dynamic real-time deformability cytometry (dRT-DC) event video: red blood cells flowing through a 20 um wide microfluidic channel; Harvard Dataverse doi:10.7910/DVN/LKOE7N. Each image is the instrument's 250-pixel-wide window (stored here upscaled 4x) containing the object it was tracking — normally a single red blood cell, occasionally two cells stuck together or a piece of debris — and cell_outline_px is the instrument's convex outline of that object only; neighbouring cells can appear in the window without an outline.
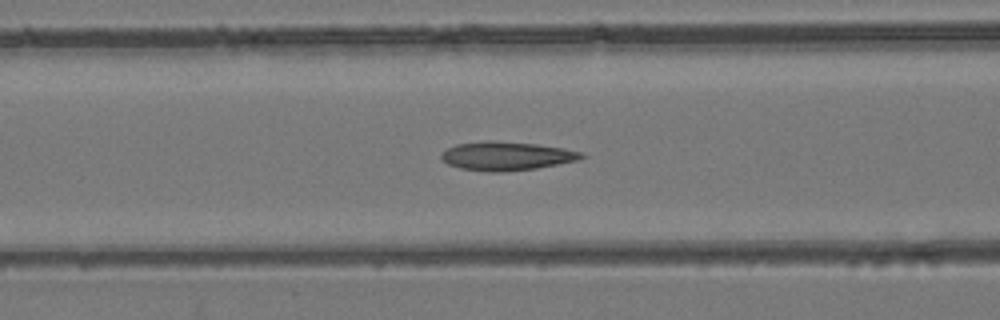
{"species": "common noctule bat (a hibernating species)", "species_latin": "Nyctalus noctula", "temperature_condition": "room temperature", "stored_images_in_passage": 33, "camera_frame_rate_fps": 3000, "um_per_image_px": 0.085, "animal": {"sex": "female", "body_mass_g": 24.6, "forearm_length_mm": 56.2}, "frame": {"image": 1, "passage_image": 5, "time_ms": 1.333, "image_size_px": [1000, 320], "cell_outline_px": [[588, 156], [580, 160], [536, 168], [500, 172], [488, 172], [460, 168], [448, 164], [440, 156], [448, 148], [456, 144], [484, 140], [496, 140], [536, 144], [564, 148], [584, 152]], "centroid_in_image_um": [43.11, 13.25], "position_along_channel_um": 123.5, "area_um2": 23.64}}
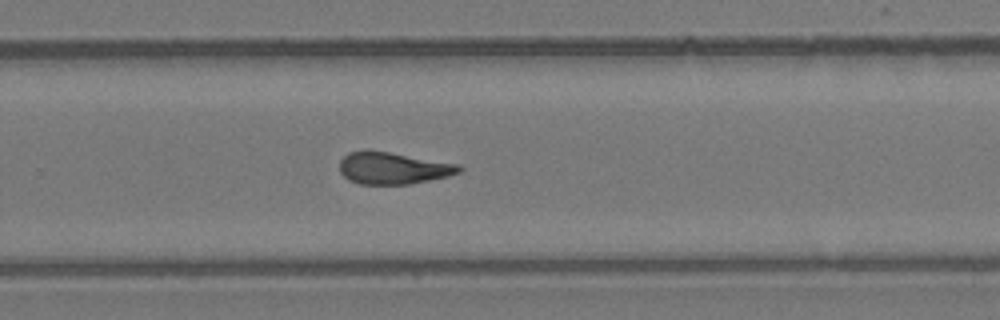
{"frame": {"image": 2, "passage_image": 17, "time_ms": 5.333, "image_size_px": [1000, 320], "cell_outline_px": [[464, 168], [460, 172], [448, 176], [408, 184], [360, 184], [348, 180], [340, 172], [340, 160], [348, 152], [364, 148], [368, 148], [460, 164]], "centroid_in_image_um": [33.38, 14.26], "position_along_channel_um": 296.4, "area_um2": 22.66}}
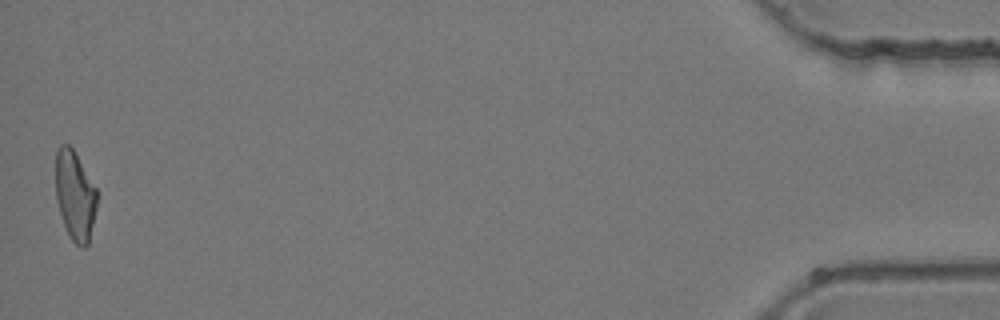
{"frame": {"image": 3, "passage_image": 33, "time_ms": 10.667, "image_size_px": [1000, 320], "cell_outline_px": [[96, 208], [88, 244], [84, 248], [80, 248], [72, 240], [64, 224], [56, 200], [56, 152], [60, 144], [68, 144], [72, 148], [96, 188]], "centroid_in_image_um": [6.36, 16.62], "position_along_channel_um": 428.8, "area_um2": 21.15}}